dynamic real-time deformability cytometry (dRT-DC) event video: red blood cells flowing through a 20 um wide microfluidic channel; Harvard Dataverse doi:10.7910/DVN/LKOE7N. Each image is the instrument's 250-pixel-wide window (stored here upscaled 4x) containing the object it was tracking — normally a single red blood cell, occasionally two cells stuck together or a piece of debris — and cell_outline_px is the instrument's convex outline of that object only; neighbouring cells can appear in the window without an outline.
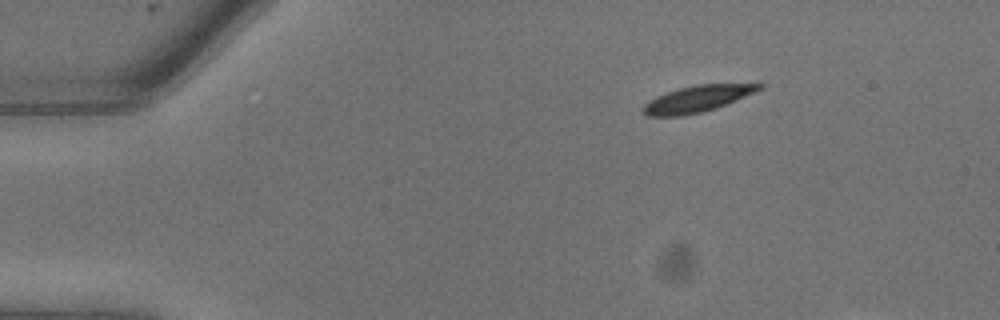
{"species": "common noctule bat (a hibernating species)", "species_latin": "Nyctalus noctula", "temperature_condition": "warm", "stored_images_in_passage": 6, "camera_frame_rate_fps": 3000, "um_per_image_px": 0.085, "animal": {"sex": "male", "body_mass_g": 13.3}, "frame": {"image": 1, "passage_image": 1, "time_ms": 0.0, "image_size_px": [1000, 320], "cell_outline_px": [[764, 88], [736, 100], [716, 108], [684, 116], [648, 116], [640, 108], [648, 100], [656, 96], [680, 88], [696, 84], [760, 80], [764, 84]], "centroid_in_image_um": [59.43, 8.33], "position_along_channel_um": 25.6, "area_um2": 18.73}}
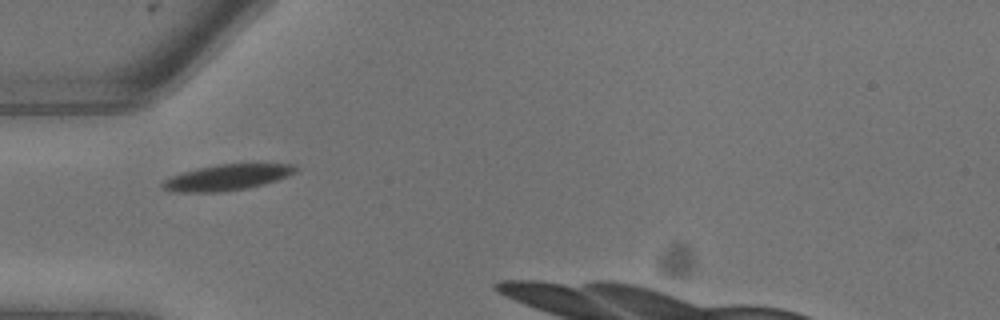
{"frame": {"image": 2, "passage_image": 5, "time_ms": 1.333, "image_size_px": [1000, 320], "cell_outline_px": [[300, 168], [296, 172], [288, 176], [264, 184], [248, 188], [224, 192], [168, 192], [160, 184], [164, 180], [172, 176], [184, 172], [200, 168], [220, 164], [292, 164]], "centroid_in_image_um": [19.31, 15.09], "position_along_channel_um": 65.7, "area_um2": 20.0}}